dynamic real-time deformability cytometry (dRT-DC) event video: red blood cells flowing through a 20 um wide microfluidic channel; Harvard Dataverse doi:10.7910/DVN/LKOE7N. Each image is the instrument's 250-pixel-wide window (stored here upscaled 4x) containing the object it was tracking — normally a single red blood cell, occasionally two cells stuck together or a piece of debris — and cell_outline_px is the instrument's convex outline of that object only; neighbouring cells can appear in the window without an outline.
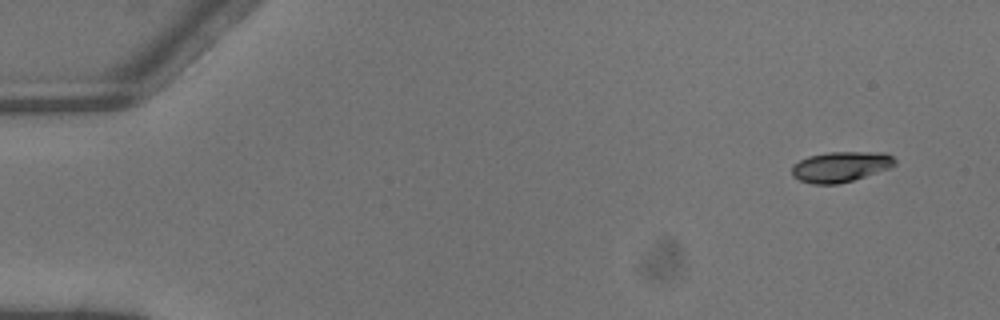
{"species": "common noctule bat (a hibernating species)", "species_latin": "Nyctalus noctula", "temperature_condition": "warm", "stored_images_in_passage": 4, "camera_frame_rate_fps": 3000, "um_per_image_px": 0.085, "animal": {"sex": "male", "body_mass_g": 13.3}, "frame": {"image": 1, "passage_image": 1, "time_ms": 0.0, "image_size_px": [1000, 320], "cell_outline_px": [[896, 164], [888, 168], [852, 180], [836, 184], [812, 184], [800, 180], [792, 176], [792, 168], [800, 160], [808, 156], [828, 152], [884, 152], [892, 156], [896, 160]], "centroid_in_image_um": [71.45, 14.16], "position_along_channel_um": 13.6, "area_um2": 18.03}}
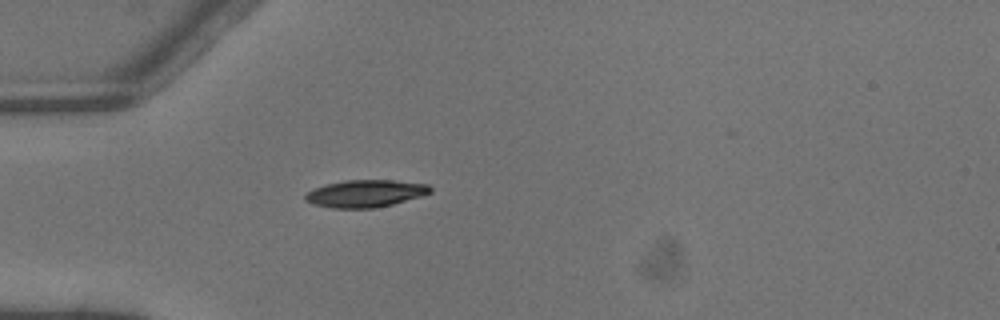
{"frame": {"image": 2, "passage_image": 4, "time_ms": 1.0, "image_size_px": [1000, 320], "cell_outline_px": [[432, 192], [424, 196], [376, 208], [332, 208], [312, 204], [304, 200], [304, 196], [308, 192], [316, 188], [328, 184], [344, 180], [392, 180], [428, 184], [432, 188]], "centroid_in_image_um": [31.1, 16.45], "position_along_channel_um": 53.9, "area_um2": 19.94}}